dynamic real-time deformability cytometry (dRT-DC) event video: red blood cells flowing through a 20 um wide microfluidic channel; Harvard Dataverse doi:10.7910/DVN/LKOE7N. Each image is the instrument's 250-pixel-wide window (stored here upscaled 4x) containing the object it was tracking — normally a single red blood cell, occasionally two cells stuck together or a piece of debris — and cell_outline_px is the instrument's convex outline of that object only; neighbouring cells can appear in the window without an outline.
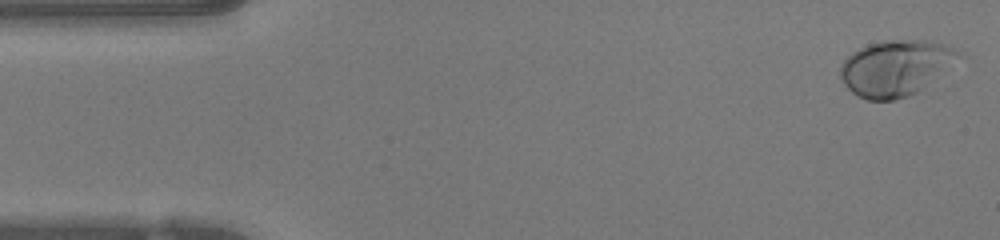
{"species": "human", "species_latin": "Homo sapiens", "temperature_condition": "warm", "stored_images_in_passage": 47, "camera_frame_rate_fps": 3000, "um_per_image_px": 0.085, "donor": {"sex": "female"}, "frame": {"image": 1, "passage_image": 1, "time_ms": 0.0, "image_size_px": [1000, 240], "cell_outline_px": [[960, 52], [916, 92], [908, 96], [896, 100], [868, 100], [852, 92], [844, 84], [840, 76], [840, 64], [852, 52], [868, 44], [880, 40], [928, 40], [944, 44]], "centroid_in_image_um": [75.97, 5.76], "position_along_channel_um": 9.0, "area_um2": 37.05}}
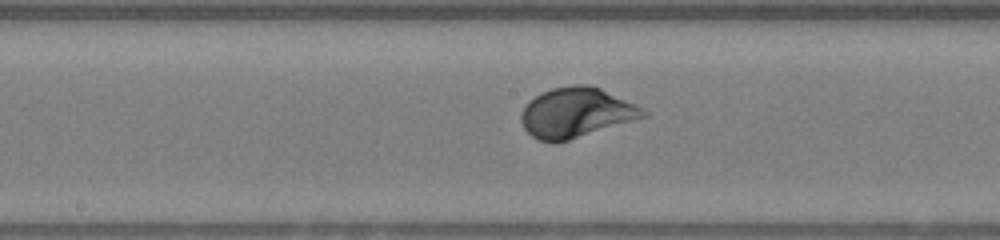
{"frame": {"image": 2, "passage_image": 23, "time_ms": 7.333, "image_size_px": [1000, 240], "cell_outline_px": [[648, 116], [556, 144], [540, 140], [532, 136], [524, 128], [520, 120], [520, 116], [528, 100], [540, 92], [552, 88], [576, 84], [588, 84], [600, 88], [648, 112]], "centroid_in_image_um": [48.91, 9.58], "position_along_channel_um": 199.3, "area_um2": 35.32}}
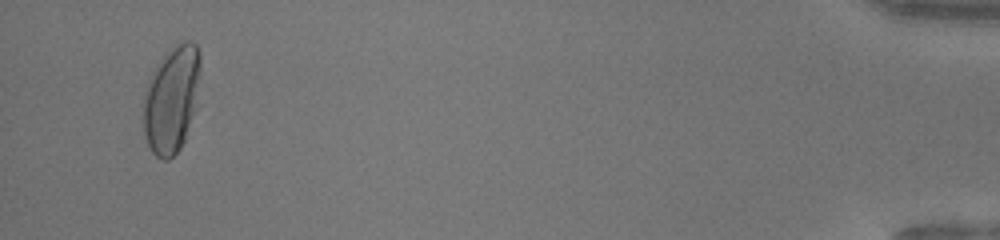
{"frame": {"image": 3, "passage_image": 45, "time_ms": 14.667, "image_size_px": [1000, 240], "cell_outline_px": [[200, 72], [192, 112], [184, 140], [180, 148], [168, 160], [164, 160], [156, 156], [152, 152], [144, 136], [144, 88], [152, 72], [164, 52], [176, 44], [184, 40], [188, 40], [196, 44], [200, 52]], "centroid_in_image_um": [14.55, 8.38], "position_along_channel_um": 420.7, "area_um2": 35.08}, "authors_computed_cell_mechanics": {"area_um2": 33.9286, "velocity_mm_per_s": 4.2384, "shape_relaxation_time_tau1_ms": 2.5324, "shape_relaxation_time_tau2_ms": null, "deformation_change_tau1": 0.1765, "deformation_change_tau2": null}}